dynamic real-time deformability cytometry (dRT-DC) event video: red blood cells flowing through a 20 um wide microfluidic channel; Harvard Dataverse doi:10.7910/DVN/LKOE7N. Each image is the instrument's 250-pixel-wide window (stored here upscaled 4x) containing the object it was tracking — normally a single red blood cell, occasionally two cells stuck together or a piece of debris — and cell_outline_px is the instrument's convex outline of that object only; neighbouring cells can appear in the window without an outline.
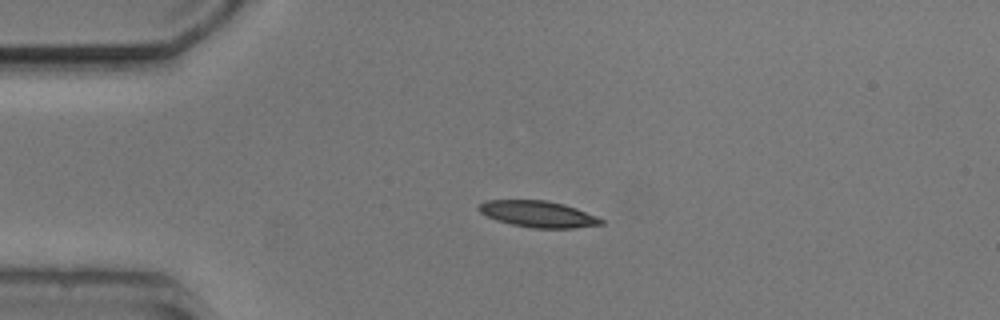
{"species": "common noctule bat (a hibernating species)", "species_latin": "Nyctalus noctula", "temperature_condition": "cold", "stored_images_in_passage": 5, "camera_frame_rate_fps": 3000, "um_per_image_px": 0.085, "animal": {"sex": "male", "body_mass_g": 20.5, "forearm_length_mm": 52.5}, "frame": {"image": 1, "passage_image": 3, "time_ms": 2.333, "image_size_px": [1000, 320], "cell_outline_px": [[604, 224], [572, 228], [532, 228], [512, 224], [496, 220], [480, 212], [476, 208], [480, 204], [488, 200], [548, 200], [564, 204], [576, 208], [596, 216], [604, 220]], "centroid_in_image_um": [45.74, 18.19], "position_along_channel_um": 39.3, "area_um2": 18.73}}